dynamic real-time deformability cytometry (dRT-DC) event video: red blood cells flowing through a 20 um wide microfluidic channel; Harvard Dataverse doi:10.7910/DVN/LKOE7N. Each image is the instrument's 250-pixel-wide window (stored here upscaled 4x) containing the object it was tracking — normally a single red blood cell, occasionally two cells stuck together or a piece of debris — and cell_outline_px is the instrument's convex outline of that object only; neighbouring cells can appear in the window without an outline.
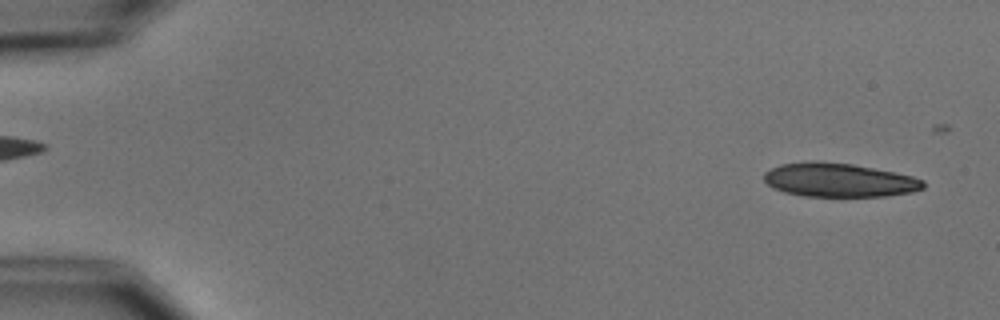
{"species": "common noctule bat (a hibernating species)", "species_latin": "Nyctalus noctula", "temperature_condition": "cold", "stored_images_in_passage": 6, "segment_of_instrument_passage": [2, 2], "camera_frame_rate_fps": 3000, "um_per_image_px": 0.085, "animal": {"sex": "male", "body_mass_g": 15.6}, "frame": {"image": 1, "passage_image": 6, "time_ms": 5.667, "image_size_px": [1000, 320], "cell_outline_px": [[924, 188], [912, 192], [884, 196], [804, 196], [784, 192], [772, 188], [764, 180], [764, 172], [780, 164], [812, 160], [816, 160], [852, 164], [896, 172], [912, 176], [924, 180]], "centroid_in_image_um": [71.3, 15.29], "position_along_channel_um": 13.7, "area_um2": 31.56}}